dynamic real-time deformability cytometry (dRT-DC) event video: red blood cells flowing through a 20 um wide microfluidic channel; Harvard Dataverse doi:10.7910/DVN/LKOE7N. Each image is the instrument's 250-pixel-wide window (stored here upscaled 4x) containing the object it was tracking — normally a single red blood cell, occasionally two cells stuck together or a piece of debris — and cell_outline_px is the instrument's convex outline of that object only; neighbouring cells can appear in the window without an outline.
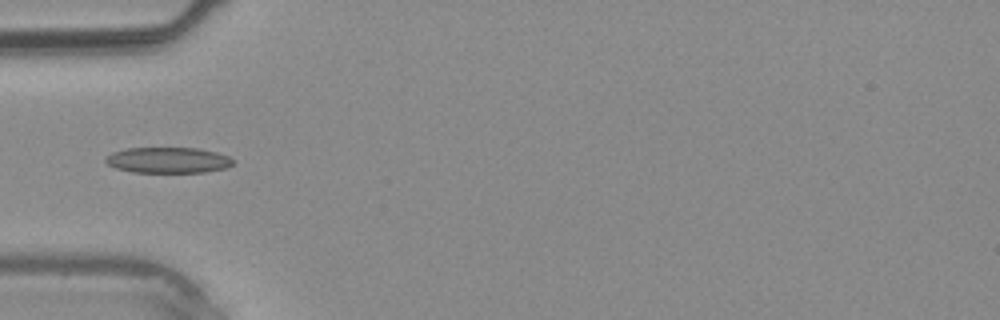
{"species": "common noctule bat (a hibernating species)", "species_latin": "Nyctalus noctula", "temperature_condition": "warm", "stored_images_in_passage": 38, "camera_frame_rate_fps": 3000, "um_per_image_px": 0.085, "animal": {"sex": "male", "body_mass_g": 20.4}, "frame": {"image": 1, "passage_image": 12, "time_ms": 3.667, "image_size_px": [1000, 320], "cell_outline_px": [[236, 160], [232, 164], [224, 168], [204, 172], [132, 172], [116, 168], [108, 164], [104, 160], [112, 152], [128, 148], [200, 148], [216, 152], [228, 156]], "centroid_in_image_um": [14.3, 13.61], "position_along_channel_um": 70.7, "area_um2": 19.07}}
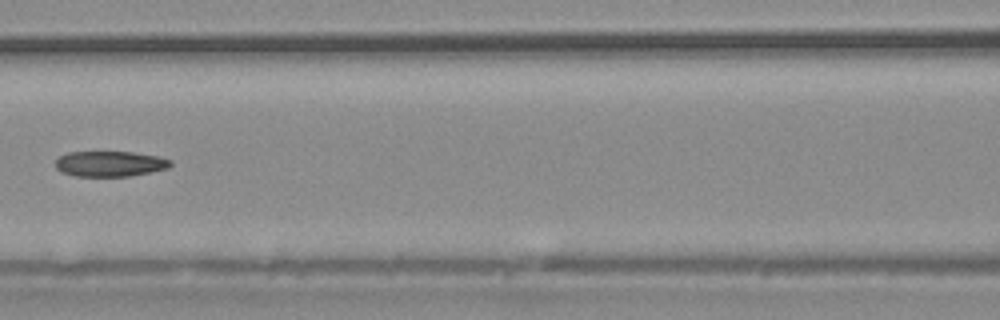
{"frame": {"image": 2, "passage_image": 17, "time_ms": 5.333, "image_size_px": [1000, 320], "cell_outline_px": [[172, 164], [168, 168], [128, 176], [76, 176], [60, 172], [56, 168], [56, 160], [60, 156], [68, 152], [132, 152], [160, 156], [172, 160]], "centroid_in_image_um": [9.35, 13.91], "position_along_channel_um": 157.3, "area_um2": 17.05}}